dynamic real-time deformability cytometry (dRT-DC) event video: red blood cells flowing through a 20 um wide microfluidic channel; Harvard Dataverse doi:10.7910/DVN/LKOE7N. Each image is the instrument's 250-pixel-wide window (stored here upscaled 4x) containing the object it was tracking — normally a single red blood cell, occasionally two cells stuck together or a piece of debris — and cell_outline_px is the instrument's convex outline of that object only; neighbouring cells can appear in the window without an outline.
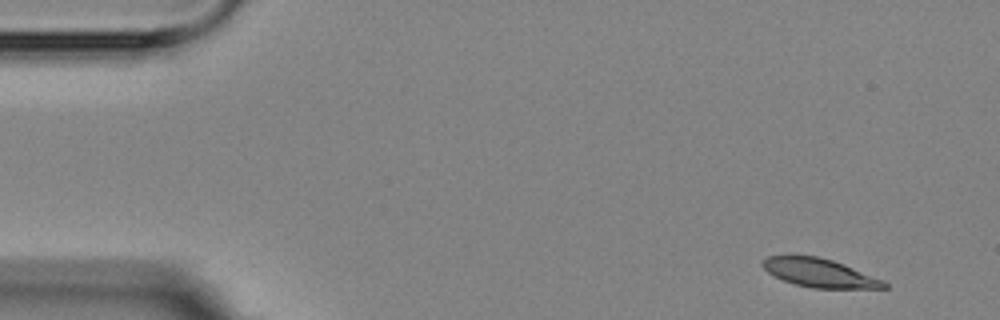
{"species": "Egyptian fruit bat (a non-hibernating species)", "species_latin": "Rousettus aegyptiacus", "temperature_condition": "room temperature", "stored_images_in_passage": 4, "camera_frame_rate_fps": 3000, "um_per_image_px": 0.085, "animal": {"sex": "female"}, "frame": {"image": 1, "passage_image": 1, "time_ms": 0.0, "image_size_px": [1000, 320], "cell_outline_px": [[888, 288], [812, 288], [796, 284], [784, 280], [768, 272], [760, 264], [768, 256], [816, 256], [832, 260], [844, 264], [884, 280], [888, 284]], "centroid_in_image_um": [69.7, 23.2], "position_along_channel_um": 15.3, "area_um2": 19.94}}
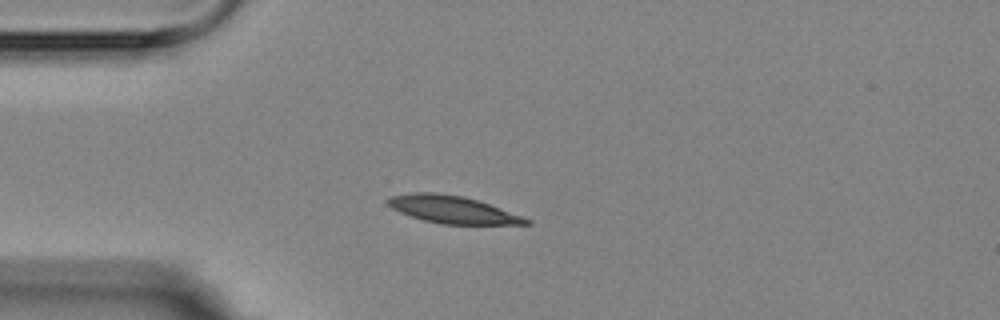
{"frame": {"image": 2, "passage_image": 4, "time_ms": 3.333, "image_size_px": [1000, 320], "cell_outline_px": [[532, 224], [440, 224], [424, 220], [400, 212], [384, 204], [384, 200], [388, 196], [408, 192], [436, 192], [464, 196], [524, 216], [532, 220]], "centroid_in_image_um": [38.4, 17.8], "position_along_channel_um": 46.6, "area_um2": 22.31}}